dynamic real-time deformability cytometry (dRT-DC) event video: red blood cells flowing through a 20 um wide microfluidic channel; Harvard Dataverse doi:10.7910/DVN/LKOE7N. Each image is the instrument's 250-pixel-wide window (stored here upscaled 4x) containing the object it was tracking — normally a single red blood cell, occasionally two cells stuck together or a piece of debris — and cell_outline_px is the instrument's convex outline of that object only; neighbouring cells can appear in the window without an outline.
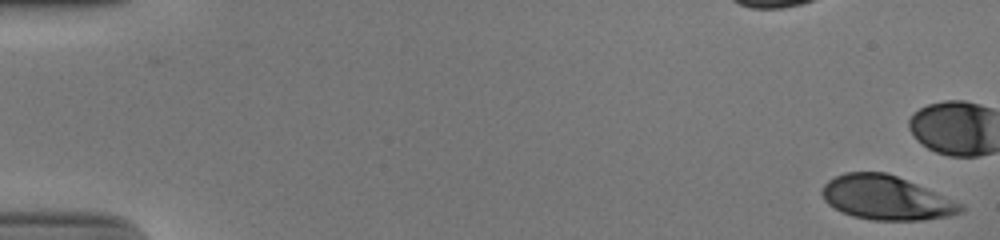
{"species": "human", "species_latin": "Homo sapiens", "temperature_condition": "cold", "stored_images_in_passage": 43, "camera_frame_rate_fps": 3000, "um_per_image_px": 0.085, "donor": {"sex": "male"}, "frame": {"image": 1, "passage_image": 1, "time_ms": 0.0, "image_size_px": [1000, 240], "cell_outline_px": [[964, 212], [948, 216], [924, 220], [872, 220], [852, 216], [840, 212], [828, 204], [824, 200], [820, 192], [824, 184], [828, 180], [844, 172], [884, 172], [896, 176], [916, 184], [960, 204], [964, 208]], "centroid_in_image_um": [75.25, 16.82], "position_along_channel_um": 9.8, "area_um2": 35.32}}
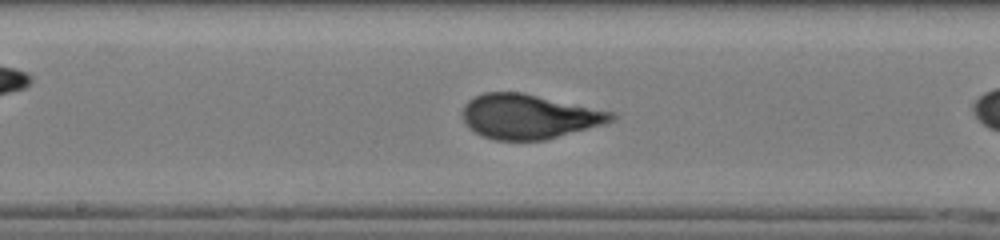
{"frame": {"image": 2, "passage_image": 29, "time_ms": 9.333, "image_size_px": [1000, 240], "cell_outline_px": [[616, 120], [604, 124], [544, 140], [496, 140], [484, 136], [468, 128], [464, 120], [464, 104], [468, 100], [484, 92], [520, 92], [616, 112]], "centroid_in_image_um": [44.99, 9.9], "position_along_channel_um": 203.2, "area_um2": 38.44}}
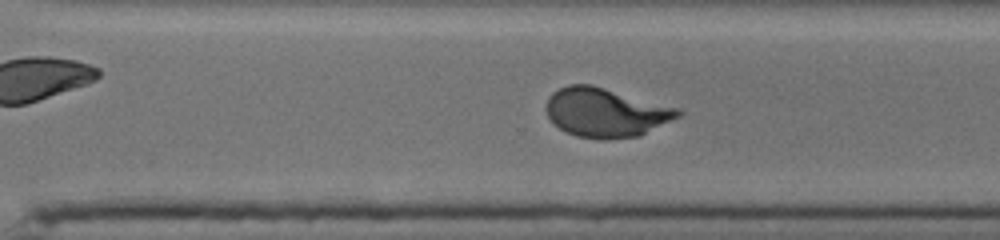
{"frame": {"image": 3, "passage_image": 38, "time_ms": 12.333, "image_size_px": [1000, 240], "cell_outline_px": [[684, 112], [680, 116], [640, 136], [604, 140], [576, 136], [564, 132], [548, 116], [544, 108], [548, 96], [552, 92], [568, 84], [592, 84], [680, 108]], "centroid_in_image_um": [51.49, 9.56], "position_along_channel_um": 319.1, "area_um2": 38.09}}